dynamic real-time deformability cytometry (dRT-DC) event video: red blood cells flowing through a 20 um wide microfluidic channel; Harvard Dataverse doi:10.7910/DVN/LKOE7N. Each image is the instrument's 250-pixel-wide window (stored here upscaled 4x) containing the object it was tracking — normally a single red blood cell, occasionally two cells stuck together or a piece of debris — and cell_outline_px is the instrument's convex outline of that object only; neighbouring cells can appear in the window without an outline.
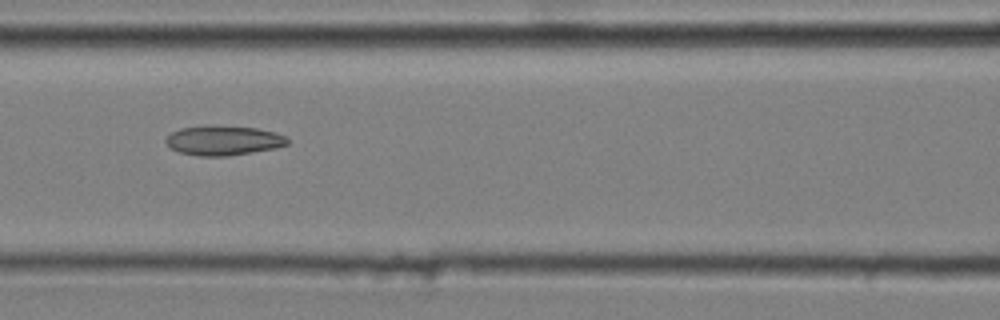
{"species": "common noctule bat (a hibernating species)", "species_latin": "Nyctalus noctula", "temperature_condition": "cold", "stored_images_in_passage": 7, "camera_frame_rate_fps": 3000, "um_per_image_px": 0.085, "animal": {"sex": "male", "body_mass_g": 20.4}, "frame": {"image": 1, "passage_image": 7, "time_ms": 2.0, "image_size_px": [1000, 320], "cell_outline_px": [[288, 144], [276, 148], [228, 156], [200, 156], [180, 152], [172, 148], [164, 140], [172, 132], [180, 128], [208, 124], [256, 128], [288, 136]], "centroid_in_image_um": [18.99, 11.92], "position_along_channel_um": 147.6, "area_um2": 21.1}}